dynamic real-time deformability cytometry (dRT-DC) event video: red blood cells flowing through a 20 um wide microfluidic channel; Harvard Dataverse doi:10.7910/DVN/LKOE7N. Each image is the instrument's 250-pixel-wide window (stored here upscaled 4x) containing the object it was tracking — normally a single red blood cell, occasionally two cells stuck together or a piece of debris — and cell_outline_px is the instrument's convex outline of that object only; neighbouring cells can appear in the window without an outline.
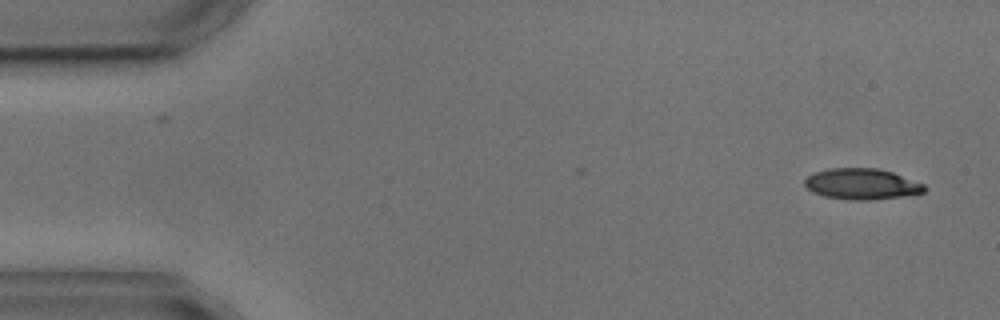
{"species": "common noctule bat (a hibernating species)", "species_latin": "Nyctalus noctula", "temperature_condition": "cold", "stored_images_in_passage": 5, "camera_frame_rate_fps": 3000, "um_per_image_px": 0.085, "animal": {"sex": "male", "body_mass_g": 17.9, "forearm_length_mm": 54.2}, "frame": {"image": 1, "passage_image": 1, "time_ms": 0.0, "image_size_px": [1000, 320], "cell_outline_px": [[924, 192], [900, 196], [868, 200], [852, 200], [824, 196], [812, 192], [804, 184], [804, 180], [808, 176], [816, 172], [828, 168], [876, 168], [892, 172], [924, 184]], "centroid_in_image_um": [73.2, 15.63], "position_along_channel_um": 11.8, "area_um2": 21.27}}
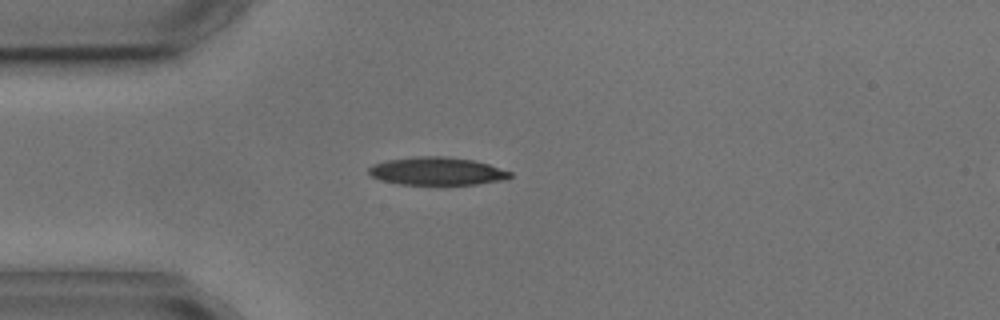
{"frame": {"image": 2, "passage_image": 4, "time_ms": 3.667, "image_size_px": [1000, 320], "cell_outline_px": [[512, 176], [508, 180], [476, 184], [400, 184], [384, 180], [372, 176], [368, 172], [368, 168], [372, 164], [388, 160], [416, 156], [444, 156], [472, 160], [488, 164], [512, 172]], "centroid_in_image_um": [37.18, 14.54], "position_along_channel_um": 47.8, "area_um2": 22.89}}